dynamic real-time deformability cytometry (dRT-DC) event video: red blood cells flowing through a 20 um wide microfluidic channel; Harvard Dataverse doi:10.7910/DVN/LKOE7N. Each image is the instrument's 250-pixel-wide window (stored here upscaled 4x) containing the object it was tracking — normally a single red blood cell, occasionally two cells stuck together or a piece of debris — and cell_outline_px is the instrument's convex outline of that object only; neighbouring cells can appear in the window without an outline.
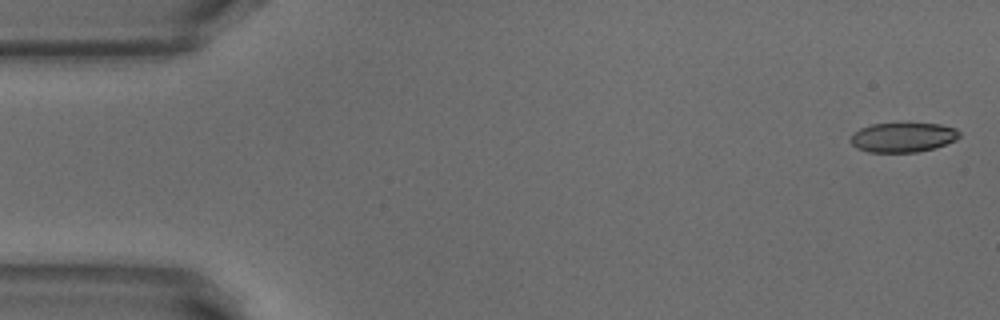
{"species": "common noctule bat (a hibernating species)", "species_latin": "Nyctalus noctula", "temperature_condition": "warm", "stored_images_in_passage": 51, "camera_frame_rate_fps": 3000, "um_per_image_px": 0.085, "animal": {"sex": "male", "body_mass_g": 18.8}, "frame": {"image": 1, "passage_image": 1, "time_ms": 0.0, "image_size_px": [1000, 320], "cell_outline_px": [[960, 136], [956, 140], [936, 148], [916, 152], [868, 152], [856, 148], [848, 140], [860, 128], [872, 124], [900, 120], [940, 124], [956, 128], [960, 132]], "centroid_in_image_um": [76.77, 11.62], "position_along_channel_um": 8.2, "area_um2": 19.71}}
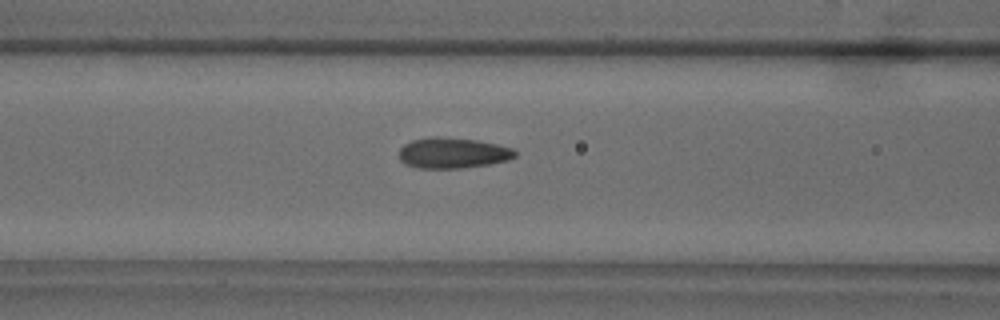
{"frame": {"image": 2, "passage_image": 20, "time_ms": 6.333, "image_size_px": [1000, 320], "cell_outline_px": [[516, 156], [508, 160], [488, 164], [460, 168], [420, 168], [404, 164], [400, 160], [400, 148], [404, 144], [412, 140], [428, 136], [436, 136], [476, 140], [496, 144], [512, 148], [516, 152]], "centroid_in_image_um": [38.45, 12.99], "position_along_channel_um": 128.1, "area_um2": 20.69}}
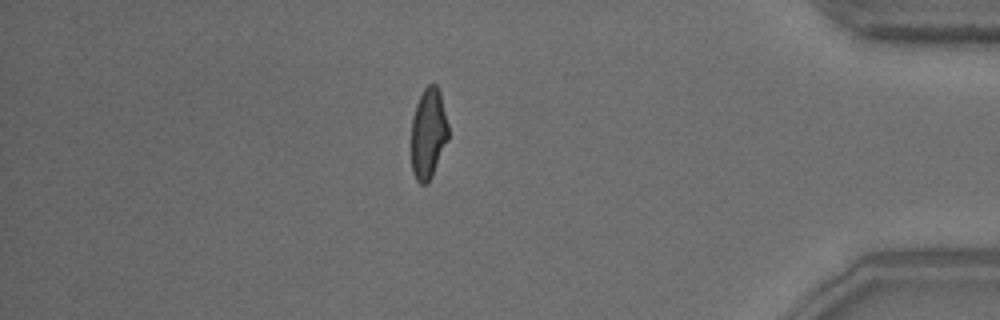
{"frame": {"image": 3, "passage_image": 44, "time_ms": 14.333, "image_size_px": [1000, 320], "cell_outline_px": [[448, 140], [432, 176], [428, 184], [420, 184], [416, 180], [412, 172], [412, 116], [416, 104], [424, 88], [428, 84], [436, 84], [440, 92], [448, 124]], "centroid_in_image_um": [36.41, 11.36], "position_along_channel_um": 398.8, "area_um2": 19.59}, "authors_computed_cell_mechanics": {"area_um2": 20.2878, "velocity_mm_per_s": 3.8711, "shape_relaxation_time_tau1_ms": 4.7433, "shape_relaxation_time_tau2_ms": 0.7433, "deformation_change_tau1": 0.1585, "deformation_change_tau2": 0.0721}}